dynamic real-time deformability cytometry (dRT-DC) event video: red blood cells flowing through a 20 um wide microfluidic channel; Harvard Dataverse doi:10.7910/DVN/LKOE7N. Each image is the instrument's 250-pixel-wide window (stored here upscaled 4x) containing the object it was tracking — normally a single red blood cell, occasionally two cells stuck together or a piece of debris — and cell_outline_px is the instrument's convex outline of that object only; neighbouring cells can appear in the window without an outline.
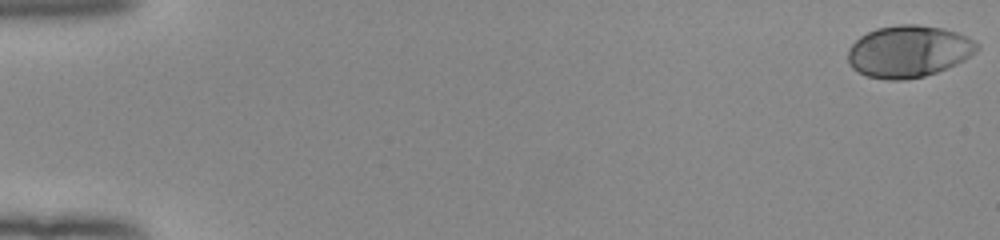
{"species": "human", "species_latin": "Homo sapiens", "temperature_condition": "room temperature", "stored_images_in_passage": 53, "camera_frame_rate_fps": 3000, "um_per_image_px": 0.085, "donor": {"sex": "female"}, "frame": {"image": 1, "passage_image": 1, "time_ms": 0.0, "image_size_px": [1000, 240], "cell_outline_px": [[980, 48], [976, 52], [964, 60], [956, 64], [936, 72], [924, 76], [904, 80], [888, 80], [868, 76], [852, 68], [848, 64], [848, 48], [860, 36], [876, 28], [900, 24], [916, 24], [944, 28], [968, 36], [980, 44]], "centroid_in_image_um": [77.25, 4.36], "position_along_channel_um": 7.8, "area_um2": 39.25}}
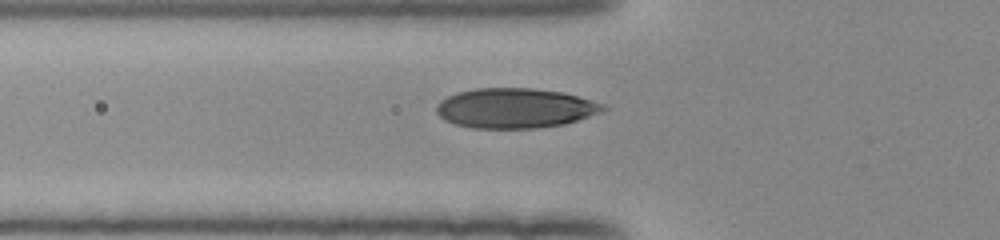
{"frame": {"image": 2, "passage_image": 20, "time_ms": 6.333, "image_size_px": [1000, 240], "cell_outline_px": [[608, 108], [600, 112], [564, 124], [536, 128], [472, 128], [456, 124], [444, 120], [436, 112], [436, 108], [440, 100], [456, 92], [476, 88], [532, 88], [564, 92], [604, 104]], "centroid_in_image_um": [43.76, 9.18], "position_along_channel_um": 82.0, "area_um2": 38.67}}
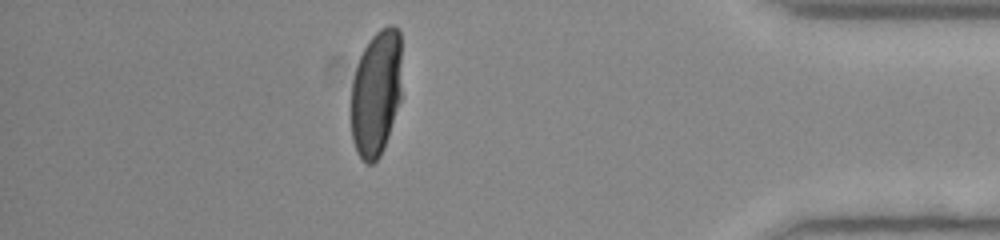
{"frame": {"image": 3, "passage_image": 47, "time_ms": 15.333, "image_size_px": [1000, 240], "cell_outline_px": [[400, 100], [384, 148], [380, 156], [372, 164], [364, 164], [356, 152], [352, 140], [352, 80], [360, 56], [364, 48], [372, 36], [380, 28], [388, 24], [392, 24], [400, 28]], "centroid_in_image_um": [31.97, 7.91], "position_along_channel_um": 403.2, "area_um2": 37.4}, "authors_computed_cell_mechanics": {"area_um2": 38.437, "velocity_mm_per_s": 3.966, "shape_relaxation_time_tau1_ms": 3.3888, "shape_relaxation_time_tau2_ms": null, "deformation_change_tau1": 0.1877, "deformation_change_tau2": null}}